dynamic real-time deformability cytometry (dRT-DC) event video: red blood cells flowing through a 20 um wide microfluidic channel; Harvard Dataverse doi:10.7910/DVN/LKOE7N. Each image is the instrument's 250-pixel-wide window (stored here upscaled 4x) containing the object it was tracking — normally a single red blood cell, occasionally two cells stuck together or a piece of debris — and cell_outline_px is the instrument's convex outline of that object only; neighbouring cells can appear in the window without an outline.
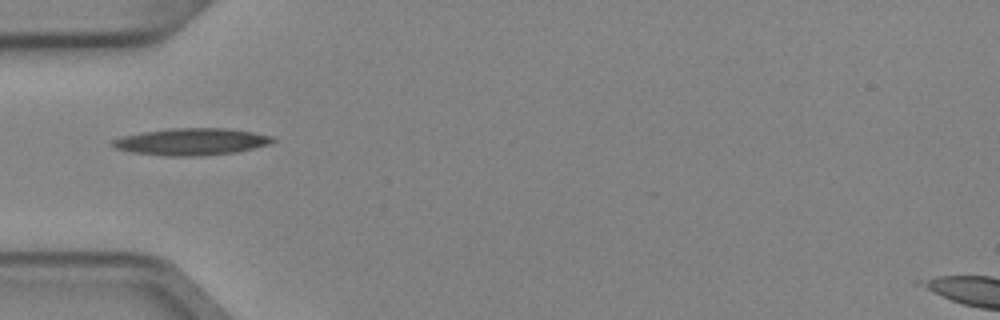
{"species": "Egyptian fruit bat (a non-hibernating species)", "species_latin": "Rousettus aegyptiacus", "temperature_condition": "cold", "stored_images_in_passage": 6, "camera_frame_rate_fps": 3000, "um_per_image_px": 0.085, "animal": {"sex": "female"}, "frame": {"image": 1, "passage_image": 5, "time_ms": 1.333, "image_size_px": [1000, 320], "cell_outline_px": [[276, 140], [268, 144], [236, 152], [204, 156], [168, 156], [132, 152], [116, 148], [112, 144], [112, 140], [124, 136], [144, 132], [172, 128], [224, 128], [252, 132], [276, 136]], "centroid_in_image_um": [16.32, 12.05], "position_along_channel_um": 68.7, "area_um2": 24.97}}
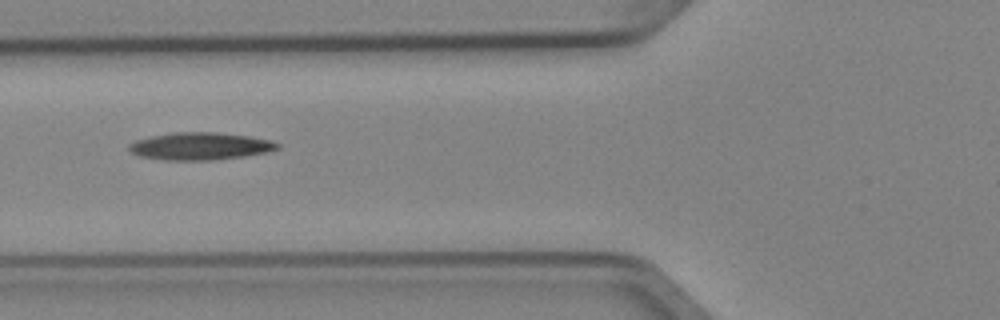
{"frame": {"image": 2, "passage_image": 6, "time_ms": 1.667, "image_size_px": [1000, 320], "cell_outline_px": [[280, 148], [264, 152], [244, 156], [212, 160], [164, 160], [140, 156], [132, 152], [128, 148], [128, 144], [136, 140], [152, 136], [172, 132], [216, 132], [248, 136], [268, 140], [280, 144]], "centroid_in_image_um": [16.98, 12.42], "position_along_channel_um": 108.8, "area_um2": 23.52}}